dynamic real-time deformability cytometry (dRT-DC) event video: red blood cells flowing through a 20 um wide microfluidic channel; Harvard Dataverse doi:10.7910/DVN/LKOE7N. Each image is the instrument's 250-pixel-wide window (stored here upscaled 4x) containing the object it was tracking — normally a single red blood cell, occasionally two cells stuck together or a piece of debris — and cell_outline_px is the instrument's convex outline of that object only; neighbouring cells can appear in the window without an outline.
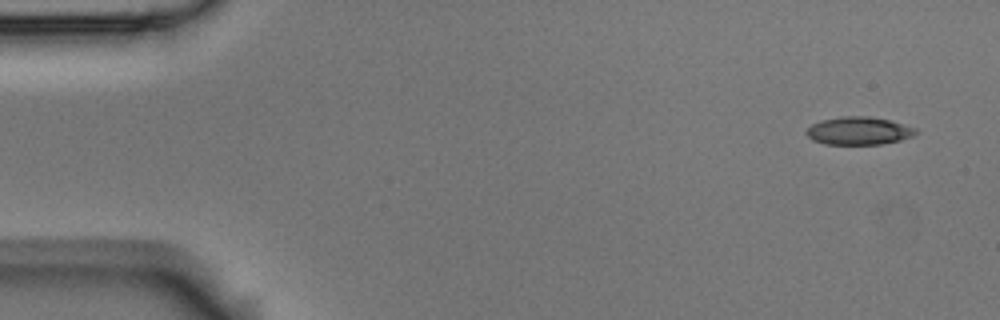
{"species": "Egyptian fruit bat (a non-hibernating species)", "species_latin": "Rousettus aegyptiacus", "temperature_condition": "room temperature", "stored_images_in_passage": 4, "camera_frame_rate_fps": 3000, "um_per_image_px": 0.085, "animal": {"sex": "male"}, "frame": {"image": 1, "passage_image": 1, "time_ms": 0.0, "image_size_px": [1000, 320], "cell_outline_px": [[916, 132], [912, 136], [900, 140], [880, 144], [824, 144], [812, 140], [804, 132], [812, 124], [820, 120], [840, 116], [868, 116], [888, 120], [916, 128]], "centroid_in_image_um": [72.94, 11.12], "position_along_channel_um": 12.1, "area_um2": 17.69}}
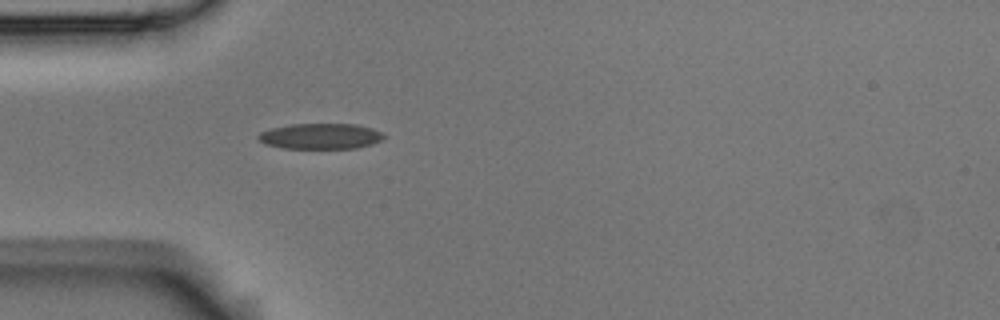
{"frame": {"image": 2, "passage_image": 4, "time_ms": 1.0, "image_size_px": [1000, 320], "cell_outline_px": [[384, 140], [372, 144], [356, 148], [280, 148], [264, 144], [256, 136], [260, 132], [272, 128], [292, 124], [356, 124], [372, 128], [380, 132], [384, 136]], "centroid_in_image_um": [27.24, 11.58], "position_along_channel_um": 57.8, "area_um2": 18.79}}